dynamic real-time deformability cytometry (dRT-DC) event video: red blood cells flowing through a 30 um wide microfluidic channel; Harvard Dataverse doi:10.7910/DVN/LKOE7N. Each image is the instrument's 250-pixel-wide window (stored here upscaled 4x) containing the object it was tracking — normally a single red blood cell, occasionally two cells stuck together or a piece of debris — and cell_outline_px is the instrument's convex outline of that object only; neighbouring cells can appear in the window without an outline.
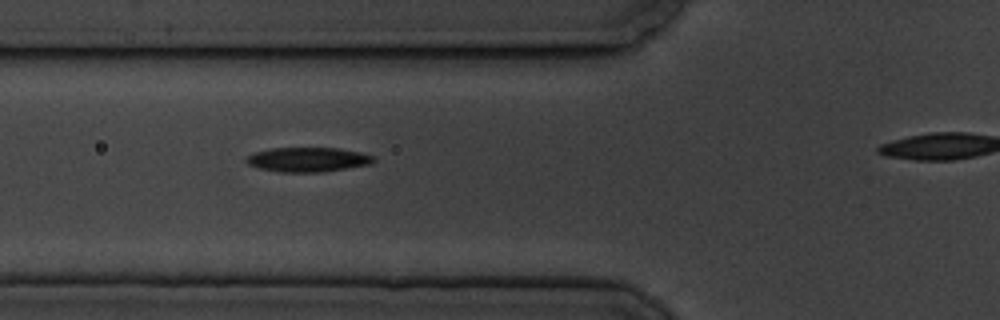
{"species": "common noctule bat (a hibernating species)", "species_latin": "Nyctalus noctula", "temperature_condition": "cold", "stored_images_in_passage": 5, "segment_of_instrument_passage": [1, 2], "camera_frame_rate_fps": 3000, "um_per_image_px": 0.085, "animal": {"sex": "male", "body_mass_g": 19.5, "forearm_length_mm": 54.6}, "frame": {"image": 1, "passage_image": 4, "time_ms": 3.333, "image_size_px": [1000, 320], "cell_outline_px": [[376, 160], [368, 164], [324, 172], [280, 172], [260, 168], [248, 164], [244, 160], [252, 152], [272, 148], [340, 148], [360, 152], [376, 156]], "centroid_in_image_um": [26.16, 13.55], "position_along_channel_um": 99.6, "area_um2": 18.21}}